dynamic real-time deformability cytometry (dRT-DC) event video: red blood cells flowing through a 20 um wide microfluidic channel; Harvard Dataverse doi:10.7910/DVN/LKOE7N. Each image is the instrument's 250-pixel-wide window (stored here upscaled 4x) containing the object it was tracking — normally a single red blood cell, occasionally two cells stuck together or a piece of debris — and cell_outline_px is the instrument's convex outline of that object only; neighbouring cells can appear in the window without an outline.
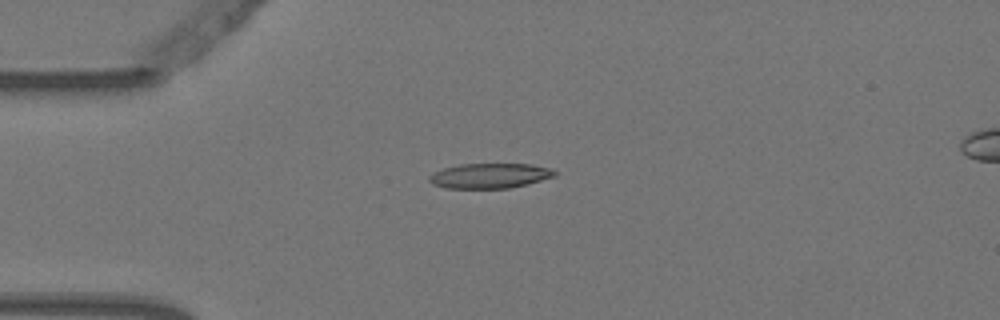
{"species": "Egyptian fruit bat (a non-hibernating species)", "species_latin": "Rousettus aegyptiacus", "temperature_condition": "warm", "stored_images_in_passage": 8, "camera_frame_rate_fps": 3000, "um_per_image_px": 0.085, "animal": {"sex": "female"}, "frame": {"image": 1, "passage_image": 4, "time_ms": 1.0, "image_size_px": [1000, 320], "cell_outline_px": [[556, 176], [528, 184], [508, 188], [444, 188], [432, 184], [428, 180], [428, 176], [444, 168], [460, 164], [532, 164], [552, 168], [556, 172]], "centroid_in_image_um": [41.65, 14.94], "position_along_channel_um": 43.3, "area_um2": 18.32}}
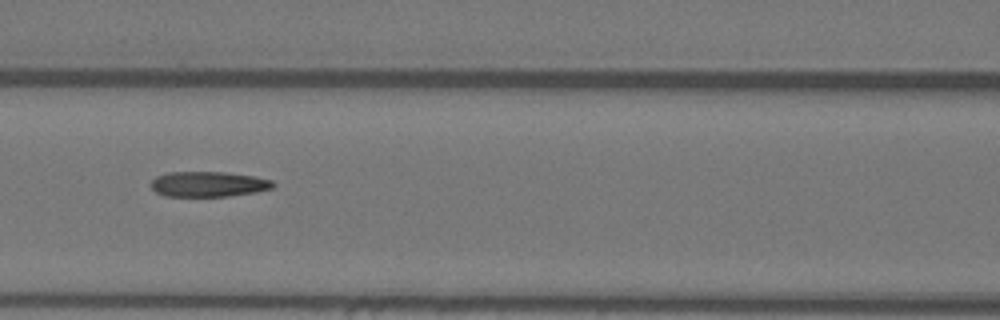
{"frame": {"image": 2, "passage_image": 7, "time_ms": 2.0, "image_size_px": [1000, 320], "cell_outline_px": [[276, 184], [272, 188], [256, 192], [228, 196], [164, 196], [156, 192], [152, 188], [152, 180], [156, 176], [168, 172], [224, 172], [252, 176], [272, 180]], "centroid_in_image_um": [17.71, 15.65], "position_along_channel_um": 148.9, "area_um2": 17.92}}
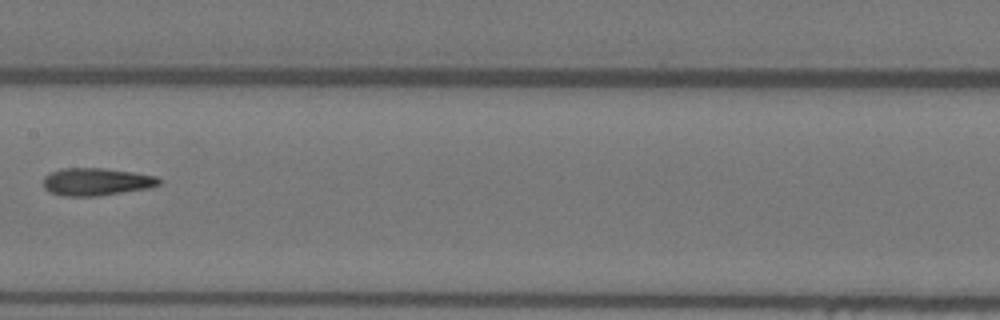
{"frame": {"image": 3, "passage_image": 8, "time_ms": 2.333, "image_size_px": [1000, 320], "cell_outline_px": [[160, 184], [148, 188], [96, 196], [60, 196], [44, 188], [44, 176], [60, 168], [104, 168], [132, 172], [156, 176], [160, 180]], "centroid_in_image_um": [8.17, 15.44], "position_along_channel_um": 199.2, "area_um2": 18.44}}